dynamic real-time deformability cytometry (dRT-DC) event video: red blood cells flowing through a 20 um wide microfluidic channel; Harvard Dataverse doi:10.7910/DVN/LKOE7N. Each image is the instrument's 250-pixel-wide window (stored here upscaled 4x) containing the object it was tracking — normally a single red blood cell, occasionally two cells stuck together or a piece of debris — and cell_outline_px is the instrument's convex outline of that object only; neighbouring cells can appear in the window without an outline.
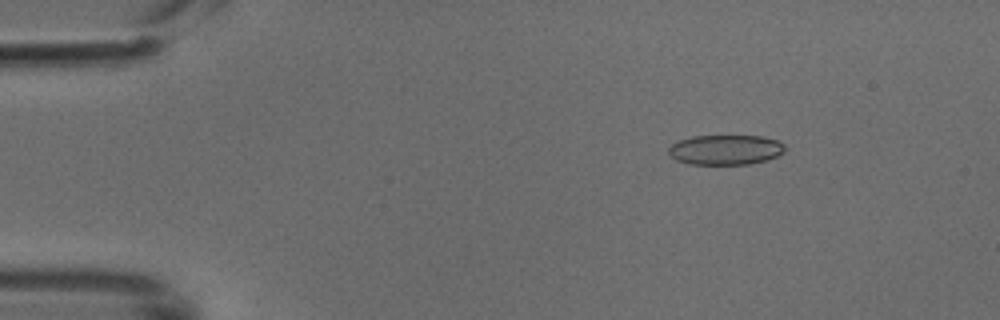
{"species": "common noctule bat (a hibernating species)", "species_latin": "Nyctalus noctula", "temperature_condition": "cold", "stored_images_in_passage": 29, "camera_frame_rate_fps": 3000, "um_per_image_px": 0.085, "animal": {"sex": "male", "body_mass_g": 18.8}, "frame": {"image": 1, "passage_image": 7, "time_ms": 2.0, "image_size_px": [1000, 320], "cell_outline_px": [[784, 152], [768, 160], [748, 164], [688, 164], [676, 160], [668, 152], [668, 148], [672, 144], [680, 140], [692, 136], [760, 136], [776, 140], [784, 144]], "centroid_in_image_um": [61.66, 12.73], "position_along_channel_um": 23.3, "area_um2": 20.23}}
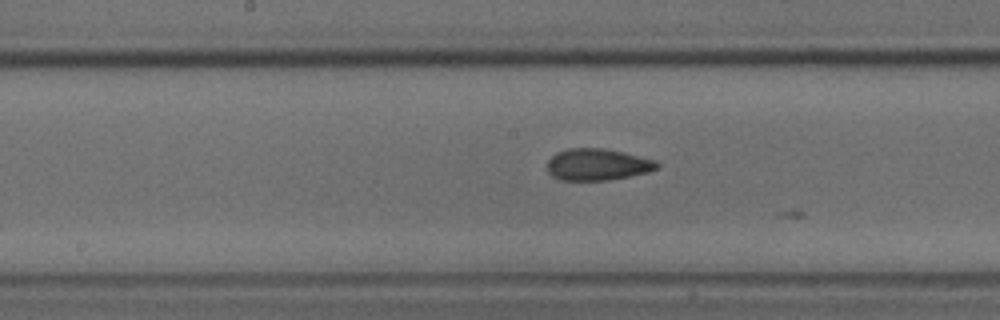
{"frame": {"image": 2, "passage_image": 25, "time_ms": 8.0, "image_size_px": [1000, 320], "cell_outline_px": [[660, 168], [648, 172], [608, 180], [560, 180], [552, 176], [548, 172], [548, 160], [556, 152], [568, 148], [604, 148], [624, 152], [656, 160], [660, 164]], "centroid_in_image_um": [50.8, 13.98], "position_along_channel_um": 197.4, "area_um2": 20.4}}
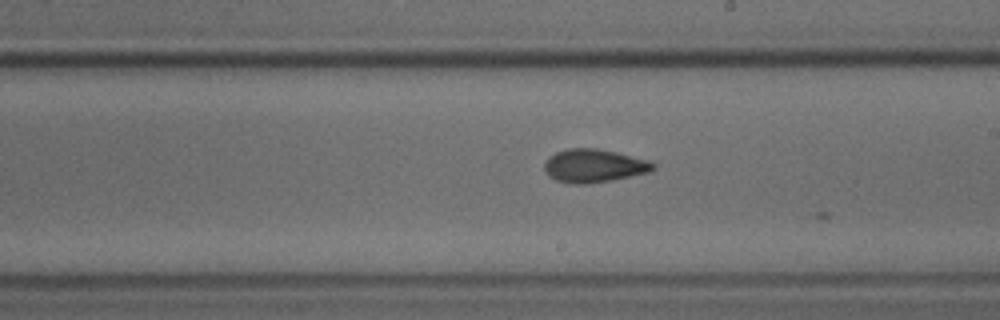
{"frame": {"image": 3, "passage_image": 28, "time_ms": 9.0, "image_size_px": [1000, 320], "cell_outline_px": [[656, 168], [648, 172], [612, 180], [584, 184], [568, 184], [556, 180], [548, 176], [544, 172], [544, 164], [556, 152], [568, 148], [596, 148], [648, 160], [656, 164]], "centroid_in_image_um": [50.46, 14.1], "position_along_channel_um": 238.5, "area_um2": 20.92}}